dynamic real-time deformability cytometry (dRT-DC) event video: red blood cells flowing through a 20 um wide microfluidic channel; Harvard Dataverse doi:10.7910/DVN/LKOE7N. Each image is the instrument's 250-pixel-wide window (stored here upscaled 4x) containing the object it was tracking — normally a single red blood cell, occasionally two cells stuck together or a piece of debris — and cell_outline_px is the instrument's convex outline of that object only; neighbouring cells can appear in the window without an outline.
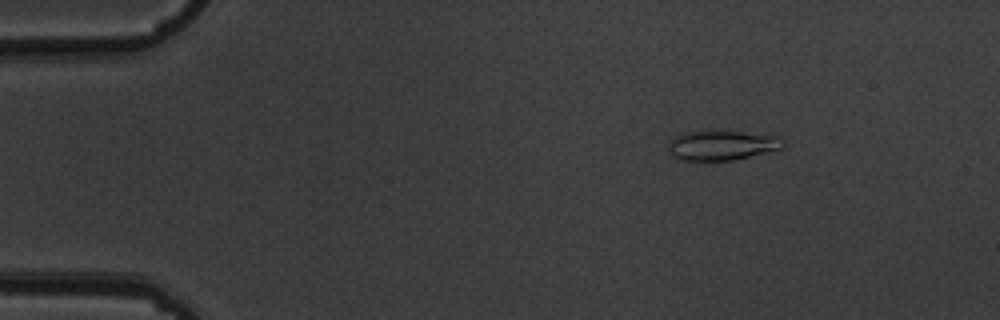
{"species": "common noctule bat (a hibernating species)", "species_latin": "Nyctalus noctula", "temperature_condition": "warm", "stored_images_in_passage": 4, "camera_frame_rate_fps": 3000, "um_per_image_px": 0.085, "animal": {"sex": "male", "body_mass_g": 19.5, "forearm_length_mm": 54.6}, "frame": {"image": 1, "passage_image": 2, "time_ms": 0.333, "image_size_px": [1000, 320], "cell_outline_px": [[784, 148], [732, 160], [684, 160], [672, 156], [668, 148], [672, 140], [680, 132], [740, 132], [776, 136], [784, 140]], "centroid_in_image_um": [61.37, 12.36], "position_along_channel_um": 23.6, "area_um2": 19.36}}